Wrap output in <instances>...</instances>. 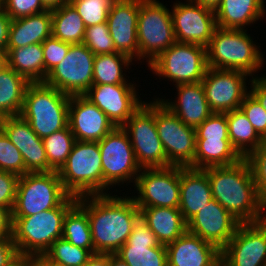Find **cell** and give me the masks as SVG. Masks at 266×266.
<instances>
[{
	"label": "cell",
	"instance_id": "6da1fadb",
	"mask_svg": "<svg viewBox=\"0 0 266 266\" xmlns=\"http://www.w3.org/2000/svg\"><path fill=\"white\" fill-rule=\"evenodd\" d=\"M77 202L87 211L94 254H115L127 242L140 217V209L130 196L85 195Z\"/></svg>",
	"mask_w": 266,
	"mask_h": 266
},
{
	"label": "cell",
	"instance_id": "7a4b0ae2",
	"mask_svg": "<svg viewBox=\"0 0 266 266\" xmlns=\"http://www.w3.org/2000/svg\"><path fill=\"white\" fill-rule=\"evenodd\" d=\"M213 198L240 223H254L258 212V190L249 162L243 158L231 166L203 169Z\"/></svg>",
	"mask_w": 266,
	"mask_h": 266
},
{
	"label": "cell",
	"instance_id": "3957f363",
	"mask_svg": "<svg viewBox=\"0 0 266 266\" xmlns=\"http://www.w3.org/2000/svg\"><path fill=\"white\" fill-rule=\"evenodd\" d=\"M69 195L58 207L30 216H12V241L17 254L42 257L51 245L63 236L64 218L77 203Z\"/></svg>",
	"mask_w": 266,
	"mask_h": 266
},
{
	"label": "cell",
	"instance_id": "277c9868",
	"mask_svg": "<svg viewBox=\"0 0 266 266\" xmlns=\"http://www.w3.org/2000/svg\"><path fill=\"white\" fill-rule=\"evenodd\" d=\"M246 32L247 30L217 27L206 47L208 67L238 70L253 78L255 72L264 67L265 61L261 49Z\"/></svg>",
	"mask_w": 266,
	"mask_h": 266
},
{
	"label": "cell",
	"instance_id": "5b68a950",
	"mask_svg": "<svg viewBox=\"0 0 266 266\" xmlns=\"http://www.w3.org/2000/svg\"><path fill=\"white\" fill-rule=\"evenodd\" d=\"M70 95L44 82L30 83L26 89L20 116L32 130L44 138L68 127Z\"/></svg>",
	"mask_w": 266,
	"mask_h": 266
},
{
	"label": "cell",
	"instance_id": "8992f818",
	"mask_svg": "<svg viewBox=\"0 0 266 266\" xmlns=\"http://www.w3.org/2000/svg\"><path fill=\"white\" fill-rule=\"evenodd\" d=\"M58 175L70 195L103 194L102 159L98 142L75 141Z\"/></svg>",
	"mask_w": 266,
	"mask_h": 266
},
{
	"label": "cell",
	"instance_id": "52a82bcc",
	"mask_svg": "<svg viewBox=\"0 0 266 266\" xmlns=\"http://www.w3.org/2000/svg\"><path fill=\"white\" fill-rule=\"evenodd\" d=\"M137 39L139 61L145 58L148 65L173 45L176 39L169 8L158 0H140Z\"/></svg>",
	"mask_w": 266,
	"mask_h": 266
},
{
	"label": "cell",
	"instance_id": "ba28073f",
	"mask_svg": "<svg viewBox=\"0 0 266 266\" xmlns=\"http://www.w3.org/2000/svg\"><path fill=\"white\" fill-rule=\"evenodd\" d=\"M69 195L58 172L25 173L18 180L12 216H30L56 208Z\"/></svg>",
	"mask_w": 266,
	"mask_h": 266
},
{
	"label": "cell",
	"instance_id": "9c48e42d",
	"mask_svg": "<svg viewBox=\"0 0 266 266\" xmlns=\"http://www.w3.org/2000/svg\"><path fill=\"white\" fill-rule=\"evenodd\" d=\"M122 128L127 132L135 158L141 168H165L167 161L155 124V99L144 102Z\"/></svg>",
	"mask_w": 266,
	"mask_h": 266
},
{
	"label": "cell",
	"instance_id": "30bf717a",
	"mask_svg": "<svg viewBox=\"0 0 266 266\" xmlns=\"http://www.w3.org/2000/svg\"><path fill=\"white\" fill-rule=\"evenodd\" d=\"M153 74L173 81L175 85L201 82L208 69L206 48L175 42L147 65Z\"/></svg>",
	"mask_w": 266,
	"mask_h": 266
},
{
	"label": "cell",
	"instance_id": "8fae6325",
	"mask_svg": "<svg viewBox=\"0 0 266 266\" xmlns=\"http://www.w3.org/2000/svg\"><path fill=\"white\" fill-rule=\"evenodd\" d=\"M98 145L102 159L103 194H108L106 190L109 187L128 180L135 183L141 167L136 161L127 132L122 127H115Z\"/></svg>",
	"mask_w": 266,
	"mask_h": 266
},
{
	"label": "cell",
	"instance_id": "7c38bea8",
	"mask_svg": "<svg viewBox=\"0 0 266 266\" xmlns=\"http://www.w3.org/2000/svg\"><path fill=\"white\" fill-rule=\"evenodd\" d=\"M155 124L167 161L172 166L194 169L195 128L185 125L159 98L155 99Z\"/></svg>",
	"mask_w": 266,
	"mask_h": 266
},
{
	"label": "cell",
	"instance_id": "4fadbf2b",
	"mask_svg": "<svg viewBox=\"0 0 266 266\" xmlns=\"http://www.w3.org/2000/svg\"><path fill=\"white\" fill-rule=\"evenodd\" d=\"M133 185L139 195L131 197L138 208H179L180 166L141 168Z\"/></svg>",
	"mask_w": 266,
	"mask_h": 266
},
{
	"label": "cell",
	"instance_id": "5bb4252c",
	"mask_svg": "<svg viewBox=\"0 0 266 266\" xmlns=\"http://www.w3.org/2000/svg\"><path fill=\"white\" fill-rule=\"evenodd\" d=\"M95 54L85 44H71L65 58L48 74L44 83L73 95H83L93 85Z\"/></svg>",
	"mask_w": 266,
	"mask_h": 266
},
{
	"label": "cell",
	"instance_id": "9a60e30c",
	"mask_svg": "<svg viewBox=\"0 0 266 266\" xmlns=\"http://www.w3.org/2000/svg\"><path fill=\"white\" fill-rule=\"evenodd\" d=\"M249 75L238 70L213 69L208 67L201 81L210 110L226 113L240 108L249 93L246 80Z\"/></svg>",
	"mask_w": 266,
	"mask_h": 266
},
{
	"label": "cell",
	"instance_id": "2e32d148",
	"mask_svg": "<svg viewBox=\"0 0 266 266\" xmlns=\"http://www.w3.org/2000/svg\"><path fill=\"white\" fill-rule=\"evenodd\" d=\"M187 2H176L171 9L176 42L206 48L217 28L215 12L192 0Z\"/></svg>",
	"mask_w": 266,
	"mask_h": 266
},
{
	"label": "cell",
	"instance_id": "e0dca14e",
	"mask_svg": "<svg viewBox=\"0 0 266 266\" xmlns=\"http://www.w3.org/2000/svg\"><path fill=\"white\" fill-rule=\"evenodd\" d=\"M136 85H92L83 95L104 112L115 127H122L142 106Z\"/></svg>",
	"mask_w": 266,
	"mask_h": 266
},
{
	"label": "cell",
	"instance_id": "ac0fdd59",
	"mask_svg": "<svg viewBox=\"0 0 266 266\" xmlns=\"http://www.w3.org/2000/svg\"><path fill=\"white\" fill-rule=\"evenodd\" d=\"M225 266H266V230L255 223H240L221 250Z\"/></svg>",
	"mask_w": 266,
	"mask_h": 266
},
{
	"label": "cell",
	"instance_id": "d6986e66",
	"mask_svg": "<svg viewBox=\"0 0 266 266\" xmlns=\"http://www.w3.org/2000/svg\"><path fill=\"white\" fill-rule=\"evenodd\" d=\"M0 128L21 152L25 173L52 172L48 165L43 139L20 115L0 118Z\"/></svg>",
	"mask_w": 266,
	"mask_h": 266
},
{
	"label": "cell",
	"instance_id": "ffe728a7",
	"mask_svg": "<svg viewBox=\"0 0 266 266\" xmlns=\"http://www.w3.org/2000/svg\"><path fill=\"white\" fill-rule=\"evenodd\" d=\"M240 222L214 198L187 222V231L215 245L220 251L228 244Z\"/></svg>",
	"mask_w": 266,
	"mask_h": 266
},
{
	"label": "cell",
	"instance_id": "44dd1931",
	"mask_svg": "<svg viewBox=\"0 0 266 266\" xmlns=\"http://www.w3.org/2000/svg\"><path fill=\"white\" fill-rule=\"evenodd\" d=\"M68 120L76 141L99 142L115 128L107 115L84 95L70 96Z\"/></svg>",
	"mask_w": 266,
	"mask_h": 266
},
{
	"label": "cell",
	"instance_id": "7402d4cb",
	"mask_svg": "<svg viewBox=\"0 0 266 266\" xmlns=\"http://www.w3.org/2000/svg\"><path fill=\"white\" fill-rule=\"evenodd\" d=\"M129 266H167V251L140 216L127 242L115 253Z\"/></svg>",
	"mask_w": 266,
	"mask_h": 266
},
{
	"label": "cell",
	"instance_id": "603a6c76",
	"mask_svg": "<svg viewBox=\"0 0 266 266\" xmlns=\"http://www.w3.org/2000/svg\"><path fill=\"white\" fill-rule=\"evenodd\" d=\"M140 0H117L109 10L107 25L115 50L139 60L137 21ZM134 57V58H133Z\"/></svg>",
	"mask_w": 266,
	"mask_h": 266
},
{
	"label": "cell",
	"instance_id": "cb8c5ba5",
	"mask_svg": "<svg viewBox=\"0 0 266 266\" xmlns=\"http://www.w3.org/2000/svg\"><path fill=\"white\" fill-rule=\"evenodd\" d=\"M167 266H216L221 251L213 244L188 231L165 245Z\"/></svg>",
	"mask_w": 266,
	"mask_h": 266
},
{
	"label": "cell",
	"instance_id": "d4e9b609",
	"mask_svg": "<svg viewBox=\"0 0 266 266\" xmlns=\"http://www.w3.org/2000/svg\"><path fill=\"white\" fill-rule=\"evenodd\" d=\"M177 100L159 99L185 125L197 128L213 112L210 110L201 82L178 84Z\"/></svg>",
	"mask_w": 266,
	"mask_h": 266
},
{
	"label": "cell",
	"instance_id": "484cf974",
	"mask_svg": "<svg viewBox=\"0 0 266 266\" xmlns=\"http://www.w3.org/2000/svg\"><path fill=\"white\" fill-rule=\"evenodd\" d=\"M213 199L207 173L203 169L180 166L179 209L188 222Z\"/></svg>",
	"mask_w": 266,
	"mask_h": 266
},
{
	"label": "cell",
	"instance_id": "4316f807",
	"mask_svg": "<svg viewBox=\"0 0 266 266\" xmlns=\"http://www.w3.org/2000/svg\"><path fill=\"white\" fill-rule=\"evenodd\" d=\"M52 36L51 10L11 19L7 48H21L43 43Z\"/></svg>",
	"mask_w": 266,
	"mask_h": 266
},
{
	"label": "cell",
	"instance_id": "83f0119b",
	"mask_svg": "<svg viewBox=\"0 0 266 266\" xmlns=\"http://www.w3.org/2000/svg\"><path fill=\"white\" fill-rule=\"evenodd\" d=\"M264 0H221L214 10L217 27L241 29L264 18Z\"/></svg>",
	"mask_w": 266,
	"mask_h": 266
},
{
	"label": "cell",
	"instance_id": "f1b7e54d",
	"mask_svg": "<svg viewBox=\"0 0 266 266\" xmlns=\"http://www.w3.org/2000/svg\"><path fill=\"white\" fill-rule=\"evenodd\" d=\"M139 209L140 216L155 234L160 244L167 245L187 231V222L179 208L149 207Z\"/></svg>",
	"mask_w": 266,
	"mask_h": 266
},
{
	"label": "cell",
	"instance_id": "f546056e",
	"mask_svg": "<svg viewBox=\"0 0 266 266\" xmlns=\"http://www.w3.org/2000/svg\"><path fill=\"white\" fill-rule=\"evenodd\" d=\"M242 159L230 140L196 139L194 169L231 166Z\"/></svg>",
	"mask_w": 266,
	"mask_h": 266
},
{
	"label": "cell",
	"instance_id": "4dcf8cb0",
	"mask_svg": "<svg viewBox=\"0 0 266 266\" xmlns=\"http://www.w3.org/2000/svg\"><path fill=\"white\" fill-rule=\"evenodd\" d=\"M7 66L30 83L44 82V53L42 43L21 48H6Z\"/></svg>",
	"mask_w": 266,
	"mask_h": 266
},
{
	"label": "cell",
	"instance_id": "1f68e13d",
	"mask_svg": "<svg viewBox=\"0 0 266 266\" xmlns=\"http://www.w3.org/2000/svg\"><path fill=\"white\" fill-rule=\"evenodd\" d=\"M29 84L8 66L0 72V118L20 115Z\"/></svg>",
	"mask_w": 266,
	"mask_h": 266
},
{
	"label": "cell",
	"instance_id": "d6a6232c",
	"mask_svg": "<svg viewBox=\"0 0 266 266\" xmlns=\"http://www.w3.org/2000/svg\"><path fill=\"white\" fill-rule=\"evenodd\" d=\"M226 119L230 142L243 158L261 146L264 139L256 132L240 108L226 112Z\"/></svg>",
	"mask_w": 266,
	"mask_h": 266
},
{
	"label": "cell",
	"instance_id": "836d02e7",
	"mask_svg": "<svg viewBox=\"0 0 266 266\" xmlns=\"http://www.w3.org/2000/svg\"><path fill=\"white\" fill-rule=\"evenodd\" d=\"M52 36L70 44L83 43L86 26L68 2L51 10Z\"/></svg>",
	"mask_w": 266,
	"mask_h": 266
},
{
	"label": "cell",
	"instance_id": "e575fe53",
	"mask_svg": "<svg viewBox=\"0 0 266 266\" xmlns=\"http://www.w3.org/2000/svg\"><path fill=\"white\" fill-rule=\"evenodd\" d=\"M132 62L129 56L119 52L95 55L93 85L132 84L127 83L123 73V67L128 69Z\"/></svg>",
	"mask_w": 266,
	"mask_h": 266
},
{
	"label": "cell",
	"instance_id": "d590c367",
	"mask_svg": "<svg viewBox=\"0 0 266 266\" xmlns=\"http://www.w3.org/2000/svg\"><path fill=\"white\" fill-rule=\"evenodd\" d=\"M73 245L88 249L94 254V246L87 211L77 202L66 214L63 236Z\"/></svg>",
	"mask_w": 266,
	"mask_h": 266
},
{
	"label": "cell",
	"instance_id": "8d00e7d4",
	"mask_svg": "<svg viewBox=\"0 0 266 266\" xmlns=\"http://www.w3.org/2000/svg\"><path fill=\"white\" fill-rule=\"evenodd\" d=\"M75 141L69 126L43 138L48 165L53 171L58 172L64 165Z\"/></svg>",
	"mask_w": 266,
	"mask_h": 266
},
{
	"label": "cell",
	"instance_id": "74e56055",
	"mask_svg": "<svg viewBox=\"0 0 266 266\" xmlns=\"http://www.w3.org/2000/svg\"><path fill=\"white\" fill-rule=\"evenodd\" d=\"M92 255L88 249L77 247L61 237L51 245L43 257L55 266H83Z\"/></svg>",
	"mask_w": 266,
	"mask_h": 266
},
{
	"label": "cell",
	"instance_id": "f35d334b",
	"mask_svg": "<svg viewBox=\"0 0 266 266\" xmlns=\"http://www.w3.org/2000/svg\"><path fill=\"white\" fill-rule=\"evenodd\" d=\"M117 0H68L86 27L105 23L109 10Z\"/></svg>",
	"mask_w": 266,
	"mask_h": 266
},
{
	"label": "cell",
	"instance_id": "ab89813d",
	"mask_svg": "<svg viewBox=\"0 0 266 266\" xmlns=\"http://www.w3.org/2000/svg\"><path fill=\"white\" fill-rule=\"evenodd\" d=\"M83 44L95 55L117 52L107 22L86 27Z\"/></svg>",
	"mask_w": 266,
	"mask_h": 266
},
{
	"label": "cell",
	"instance_id": "60d3db41",
	"mask_svg": "<svg viewBox=\"0 0 266 266\" xmlns=\"http://www.w3.org/2000/svg\"><path fill=\"white\" fill-rule=\"evenodd\" d=\"M0 170L19 177L25 174V163L21 152L13 145L0 128Z\"/></svg>",
	"mask_w": 266,
	"mask_h": 266
},
{
	"label": "cell",
	"instance_id": "b9f144b4",
	"mask_svg": "<svg viewBox=\"0 0 266 266\" xmlns=\"http://www.w3.org/2000/svg\"><path fill=\"white\" fill-rule=\"evenodd\" d=\"M196 139L230 140L226 113H212L196 129Z\"/></svg>",
	"mask_w": 266,
	"mask_h": 266
},
{
	"label": "cell",
	"instance_id": "7bdbcfd3",
	"mask_svg": "<svg viewBox=\"0 0 266 266\" xmlns=\"http://www.w3.org/2000/svg\"><path fill=\"white\" fill-rule=\"evenodd\" d=\"M70 45V43L63 42L53 36H50L42 43L44 53V80L47 74L65 58Z\"/></svg>",
	"mask_w": 266,
	"mask_h": 266
},
{
	"label": "cell",
	"instance_id": "ee69618b",
	"mask_svg": "<svg viewBox=\"0 0 266 266\" xmlns=\"http://www.w3.org/2000/svg\"><path fill=\"white\" fill-rule=\"evenodd\" d=\"M240 109L246 115L256 132L263 139H266V110L250 92L241 103Z\"/></svg>",
	"mask_w": 266,
	"mask_h": 266
},
{
	"label": "cell",
	"instance_id": "f6af8a7d",
	"mask_svg": "<svg viewBox=\"0 0 266 266\" xmlns=\"http://www.w3.org/2000/svg\"><path fill=\"white\" fill-rule=\"evenodd\" d=\"M251 167L259 195L266 194V139L245 158Z\"/></svg>",
	"mask_w": 266,
	"mask_h": 266
},
{
	"label": "cell",
	"instance_id": "bcb514c9",
	"mask_svg": "<svg viewBox=\"0 0 266 266\" xmlns=\"http://www.w3.org/2000/svg\"><path fill=\"white\" fill-rule=\"evenodd\" d=\"M2 9L11 19L27 17L48 10L41 0H2Z\"/></svg>",
	"mask_w": 266,
	"mask_h": 266
},
{
	"label": "cell",
	"instance_id": "7dc6e473",
	"mask_svg": "<svg viewBox=\"0 0 266 266\" xmlns=\"http://www.w3.org/2000/svg\"><path fill=\"white\" fill-rule=\"evenodd\" d=\"M19 176L0 170V206L11 212L15 204Z\"/></svg>",
	"mask_w": 266,
	"mask_h": 266
},
{
	"label": "cell",
	"instance_id": "c3c4849f",
	"mask_svg": "<svg viewBox=\"0 0 266 266\" xmlns=\"http://www.w3.org/2000/svg\"><path fill=\"white\" fill-rule=\"evenodd\" d=\"M251 82V90L249 92L258 100L262 107L266 110V76L253 77Z\"/></svg>",
	"mask_w": 266,
	"mask_h": 266
},
{
	"label": "cell",
	"instance_id": "681fc988",
	"mask_svg": "<svg viewBox=\"0 0 266 266\" xmlns=\"http://www.w3.org/2000/svg\"><path fill=\"white\" fill-rule=\"evenodd\" d=\"M12 212L0 206V240L12 239Z\"/></svg>",
	"mask_w": 266,
	"mask_h": 266
},
{
	"label": "cell",
	"instance_id": "f907efd6",
	"mask_svg": "<svg viewBox=\"0 0 266 266\" xmlns=\"http://www.w3.org/2000/svg\"><path fill=\"white\" fill-rule=\"evenodd\" d=\"M17 255L15 244L12 239L0 240V266H6Z\"/></svg>",
	"mask_w": 266,
	"mask_h": 266
},
{
	"label": "cell",
	"instance_id": "816d5d0a",
	"mask_svg": "<svg viewBox=\"0 0 266 266\" xmlns=\"http://www.w3.org/2000/svg\"><path fill=\"white\" fill-rule=\"evenodd\" d=\"M11 18L0 8V51H6Z\"/></svg>",
	"mask_w": 266,
	"mask_h": 266
},
{
	"label": "cell",
	"instance_id": "f5cc1de1",
	"mask_svg": "<svg viewBox=\"0 0 266 266\" xmlns=\"http://www.w3.org/2000/svg\"><path fill=\"white\" fill-rule=\"evenodd\" d=\"M266 194L258 196V212L254 223L261 229L266 230ZM265 213V214H263Z\"/></svg>",
	"mask_w": 266,
	"mask_h": 266
},
{
	"label": "cell",
	"instance_id": "db71d44e",
	"mask_svg": "<svg viewBox=\"0 0 266 266\" xmlns=\"http://www.w3.org/2000/svg\"><path fill=\"white\" fill-rule=\"evenodd\" d=\"M83 266H110V254L95 253Z\"/></svg>",
	"mask_w": 266,
	"mask_h": 266
},
{
	"label": "cell",
	"instance_id": "11a10c76",
	"mask_svg": "<svg viewBox=\"0 0 266 266\" xmlns=\"http://www.w3.org/2000/svg\"><path fill=\"white\" fill-rule=\"evenodd\" d=\"M26 266H55L42 257H27Z\"/></svg>",
	"mask_w": 266,
	"mask_h": 266
},
{
	"label": "cell",
	"instance_id": "9f6ffc18",
	"mask_svg": "<svg viewBox=\"0 0 266 266\" xmlns=\"http://www.w3.org/2000/svg\"><path fill=\"white\" fill-rule=\"evenodd\" d=\"M47 9H55L63 4L68 3V0H41Z\"/></svg>",
	"mask_w": 266,
	"mask_h": 266
},
{
	"label": "cell",
	"instance_id": "6f0895ef",
	"mask_svg": "<svg viewBox=\"0 0 266 266\" xmlns=\"http://www.w3.org/2000/svg\"><path fill=\"white\" fill-rule=\"evenodd\" d=\"M27 256L17 255L10 263L6 266H26Z\"/></svg>",
	"mask_w": 266,
	"mask_h": 266
},
{
	"label": "cell",
	"instance_id": "680465c9",
	"mask_svg": "<svg viewBox=\"0 0 266 266\" xmlns=\"http://www.w3.org/2000/svg\"><path fill=\"white\" fill-rule=\"evenodd\" d=\"M192 1L199 3L203 6L209 7L213 10H215L221 2V0H192Z\"/></svg>",
	"mask_w": 266,
	"mask_h": 266
},
{
	"label": "cell",
	"instance_id": "91938a15",
	"mask_svg": "<svg viewBox=\"0 0 266 266\" xmlns=\"http://www.w3.org/2000/svg\"><path fill=\"white\" fill-rule=\"evenodd\" d=\"M110 266H129V265L116 254H110Z\"/></svg>",
	"mask_w": 266,
	"mask_h": 266
},
{
	"label": "cell",
	"instance_id": "94428289",
	"mask_svg": "<svg viewBox=\"0 0 266 266\" xmlns=\"http://www.w3.org/2000/svg\"><path fill=\"white\" fill-rule=\"evenodd\" d=\"M7 67V52L0 51V72Z\"/></svg>",
	"mask_w": 266,
	"mask_h": 266
},
{
	"label": "cell",
	"instance_id": "6125c7cd",
	"mask_svg": "<svg viewBox=\"0 0 266 266\" xmlns=\"http://www.w3.org/2000/svg\"><path fill=\"white\" fill-rule=\"evenodd\" d=\"M216 266H225L222 262H220L219 264H217Z\"/></svg>",
	"mask_w": 266,
	"mask_h": 266
},
{
	"label": "cell",
	"instance_id": "be15d7a7",
	"mask_svg": "<svg viewBox=\"0 0 266 266\" xmlns=\"http://www.w3.org/2000/svg\"><path fill=\"white\" fill-rule=\"evenodd\" d=\"M0 8H2V0H0Z\"/></svg>",
	"mask_w": 266,
	"mask_h": 266
}]
</instances>
